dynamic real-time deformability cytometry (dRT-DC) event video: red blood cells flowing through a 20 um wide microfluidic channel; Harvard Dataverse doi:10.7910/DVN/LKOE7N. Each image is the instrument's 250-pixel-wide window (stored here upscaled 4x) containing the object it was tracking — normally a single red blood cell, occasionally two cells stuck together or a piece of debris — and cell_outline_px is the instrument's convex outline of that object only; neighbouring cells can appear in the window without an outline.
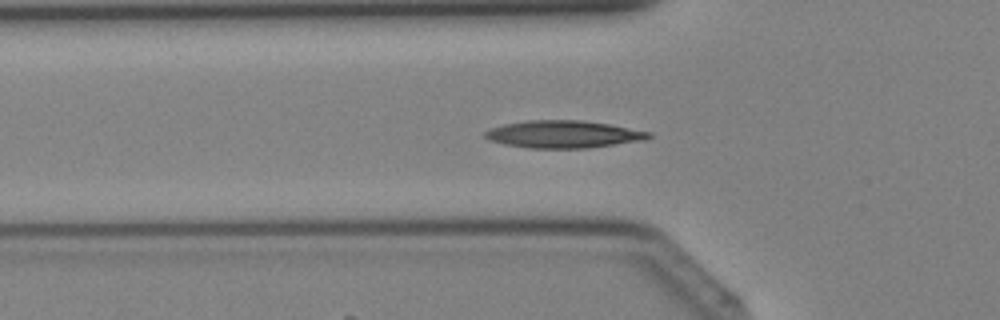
{"species": "Egyptian fruit bat (a non-hibernating species)", "species_latin": "Rousettus aegyptiacus", "temperature_condition": "cold", "stored_images_in_passage": 17, "camera_frame_rate_fps": 3000, "um_per_image_px": 0.085, "animal": {"sex": "female"}, "frame": {"image": 1, "passage_image": 9, "time_ms": 2.667, "image_size_px": [1000, 320], "cell_outline_px": [[652, 136], [644, 140], [588, 148], [528, 148], [504, 144], [492, 140], [484, 136], [484, 132], [492, 128], [504, 124], [528, 120], [580, 120], [608, 124], [652, 132]], "centroid_in_image_um": [47.91, 11.41], "position_along_channel_um": 77.9, "area_um2": 25.95}}
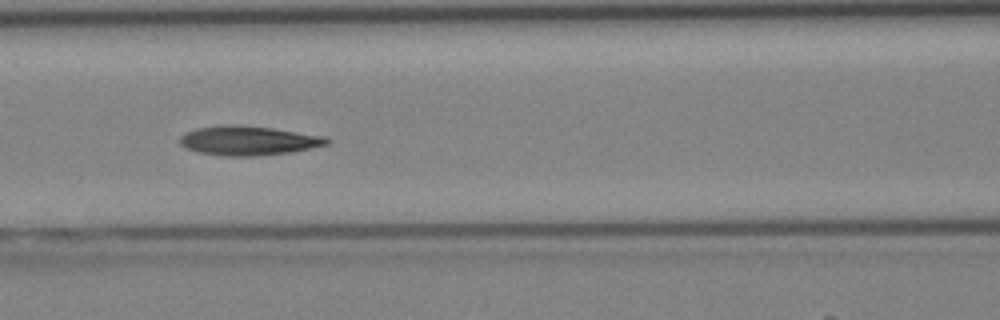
{"frame": {"image": 2, "passage_image": 13, "time_ms": 4.0, "image_size_px": [1000, 320], "cell_outline_px": [[328, 144], [292, 152], [252, 156], [224, 156], [200, 152], [184, 148], [180, 144], [180, 136], [184, 132], [196, 128], [228, 124], [236, 124], [272, 128], [324, 136], [328, 140]], "centroid_in_image_um": [21.05, 11.94], "position_along_channel_um": 145.5, "area_um2": 25.03}}
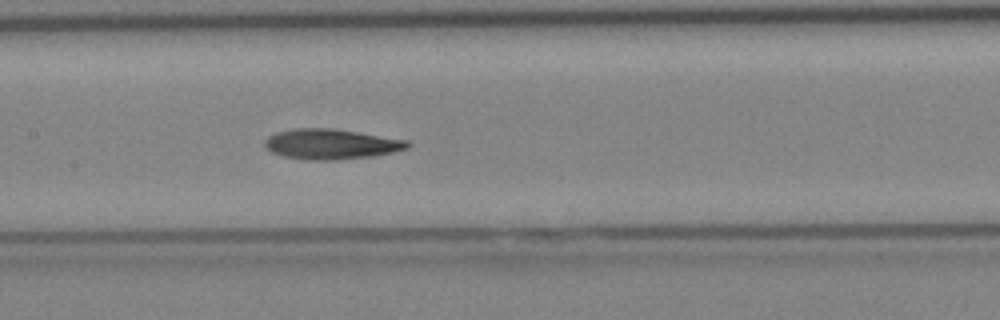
{"frame": {"image": 3, "passage_image": 15, "time_ms": 4.667, "image_size_px": [1000, 320], "cell_outline_px": [[412, 144], [408, 148], [392, 152], [372, 156], [336, 160], [308, 160], [284, 156], [272, 152], [264, 144], [264, 140], [268, 136], [276, 132], [292, 128], [332, 128], [408, 140]], "centroid_in_image_um": [28.14, 12.24], "position_along_channel_um": 179.3, "area_um2": 25.14}}